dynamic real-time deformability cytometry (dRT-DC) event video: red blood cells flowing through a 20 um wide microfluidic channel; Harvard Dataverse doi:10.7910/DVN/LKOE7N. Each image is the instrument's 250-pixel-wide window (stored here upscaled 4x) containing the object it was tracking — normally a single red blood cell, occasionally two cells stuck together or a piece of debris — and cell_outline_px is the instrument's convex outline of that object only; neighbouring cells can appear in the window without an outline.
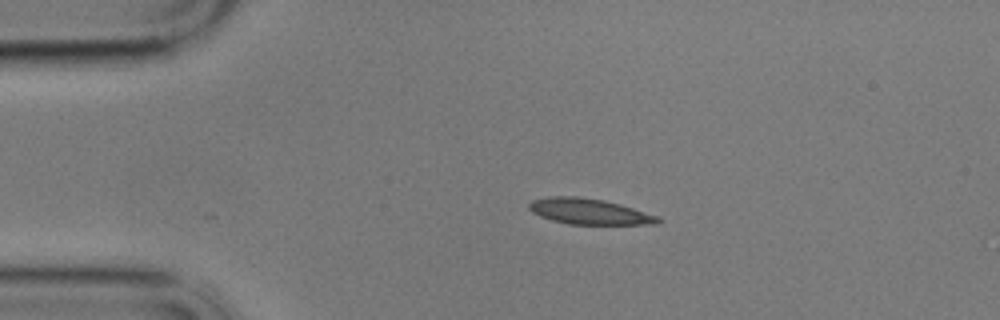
{"species": "common noctule bat (a hibernating species)", "species_latin": "Nyctalus noctula", "temperature_condition": "cold", "stored_images_in_passage": 24, "camera_frame_rate_fps": 3000, "um_per_image_px": 0.085, "animal": {"sex": "male", "body_mass_g": 17.9}, "frame": {"image": 1, "passage_image": 1, "time_ms": 0.0, "image_size_px": [1000, 320], "cell_outline_px": [[664, 220], [656, 224], [568, 224], [552, 220], [540, 216], [532, 212], [528, 208], [528, 204], [532, 200], [548, 196], [576, 196], [604, 200], [620, 204], [660, 216]], "centroid_in_image_um": [50.1, 17.97], "position_along_channel_um": 34.9, "area_um2": 19.48}}
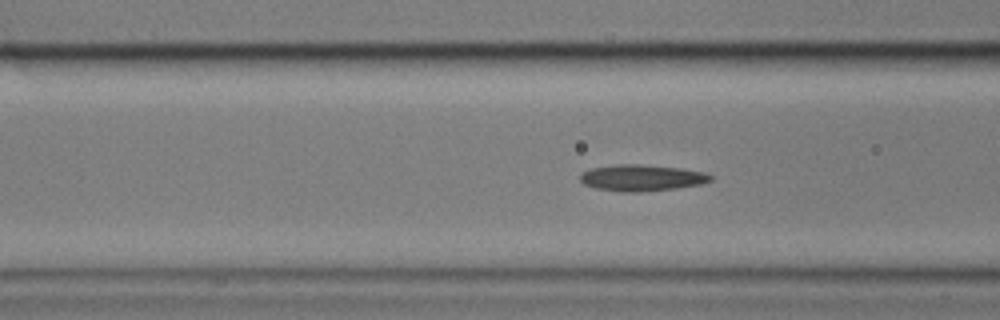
{"frame": {"image": 2, "passage_image": 11, "time_ms": 3.333, "image_size_px": [1000, 320], "cell_outline_px": [[712, 180], [700, 184], [676, 188], [640, 192], [620, 192], [596, 188], [584, 184], [580, 180], [580, 172], [592, 168], [620, 164], [640, 164], [680, 168], [704, 172], [712, 176]], "centroid_in_image_um": [54.52, 15.11], "position_along_channel_um": 112.1, "area_um2": 20.0}}
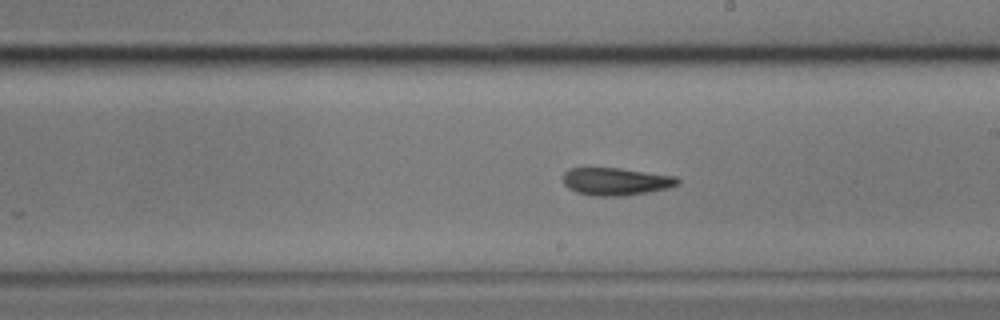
{"frame": {"image": 3, "passage_image": 22, "time_ms": 7.0, "image_size_px": [1000, 320], "cell_outline_px": [[680, 184], [668, 188], [648, 192], [624, 196], [596, 196], [576, 192], [568, 188], [564, 184], [564, 172], [568, 168], [588, 164], [620, 168], [676, 176], [680, 180]], "centroid_in_image_um": [52.29, 15.38], "position_along_channel_um": 236.7, "area_um2": 19.25}}